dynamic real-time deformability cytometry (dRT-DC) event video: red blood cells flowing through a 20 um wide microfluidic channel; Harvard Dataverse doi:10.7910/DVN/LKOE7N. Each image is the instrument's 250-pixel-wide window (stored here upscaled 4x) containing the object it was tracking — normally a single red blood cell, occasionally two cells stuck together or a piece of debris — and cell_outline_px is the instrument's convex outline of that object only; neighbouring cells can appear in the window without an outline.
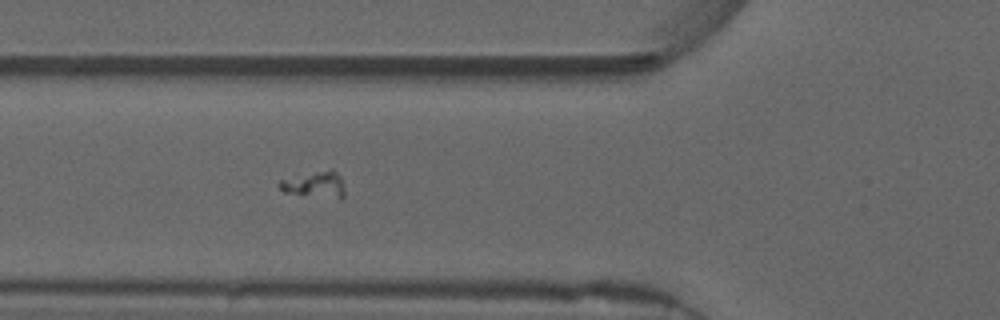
{"species": "common noctule bat (a hibernating species)", "species_latin": "Nyctalus noctula", "temperature_condition": "warm", "stored_images_in_passage": 55, "camera_frame_rate_fps": 3000, "um_per_image_px": 0.085, "animal": {"sex": "male", "forearm_length_mm": 52.5}, "frame": {"image": 1, "passage_image": 20, "time_ms": 6.333, "image_size_px": [1000, 320], "cell_outline_px": [[344, 196], [340, 200], [284, 192], [276, 184], [280, 180], [332, 168], [340, 176], [344, 188]], "centroid_in_image_um": [26.8, 15.71], "position_along_channel_um": 99.0, "area_um2": 10.06}}